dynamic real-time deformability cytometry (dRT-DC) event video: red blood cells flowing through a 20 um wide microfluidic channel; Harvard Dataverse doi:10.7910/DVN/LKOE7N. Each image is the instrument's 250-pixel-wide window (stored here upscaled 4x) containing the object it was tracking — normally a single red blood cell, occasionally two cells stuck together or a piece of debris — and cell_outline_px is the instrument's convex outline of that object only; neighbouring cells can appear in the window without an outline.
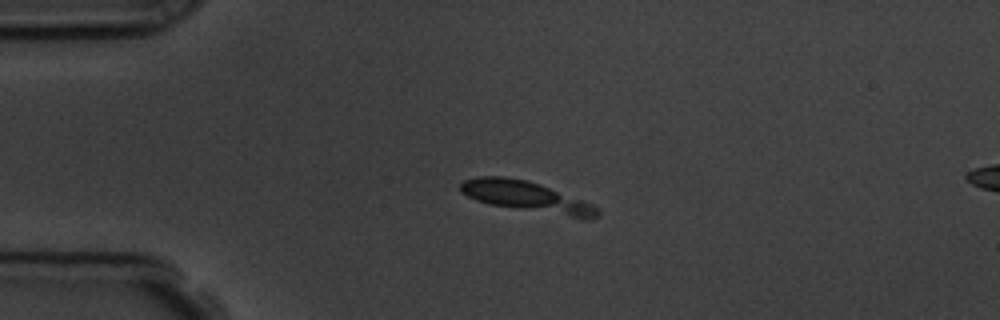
{"species": "common noctule bat (a hibernating species)", "species_latin": "Nyctalus noctula", "temperature_condition": "room temperature", "stored_images_in_passage": 5, "camera_frame_rate_fps": 3000, "um_per_image_px": 0.085, "animal": {"sex": "male", "body_mass_g": 19.5, "forearm_length_mm": 54.6}, "frame": {"image": 1, "passage_image": 3, "time_ms": 3.333, "image_size_px": [1000, 320], "cell_outline_px": [[600, 216], [572, 216], [488, 204], [476, 200], [460, 192], [460, 184], [464, 180], [480, 176], [504, 176], [528, 180], [540, 184], [592, 204], [600, 212]], "centroid_in_image_um": [44.62, 16.66], "position_along_channel_um": 40.4, "area_um2": 23.41}}